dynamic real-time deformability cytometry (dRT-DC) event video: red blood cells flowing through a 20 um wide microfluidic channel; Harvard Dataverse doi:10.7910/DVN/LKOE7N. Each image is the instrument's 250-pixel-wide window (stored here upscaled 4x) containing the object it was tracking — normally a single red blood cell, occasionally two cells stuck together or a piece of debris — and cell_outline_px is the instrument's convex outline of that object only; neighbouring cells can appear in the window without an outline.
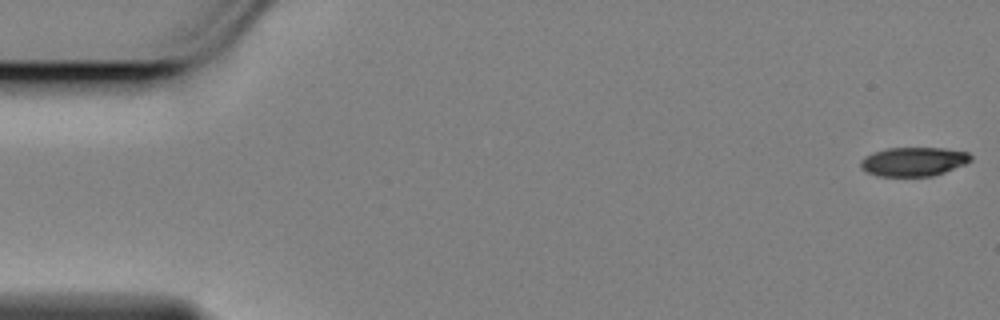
{"species": "Egyptian fruit bat (a non-hibernating species)", "species_latin": "Rousettus aegyptiacus", "temperature_condition": "cold", "stored_images_in_passage": 49, "camera_frame_rate_fps": 3000, "um_per_image_px": 0.085, "animal": {"sex": "female"}, "frame": {"image": 1, "passage_image": 1, "time_ms": 0.0, "image_size_px": [1000, 320], "cell_outline_px": [[972, 160], [964, 164], [944, 172], [932, 176], [876, 176], [864, 172], [860, 168], [860, 160], [864, 156], [872, 152], [888, 148], [944, 148], [968, 152], [972, 156]], "centroid_in_image_um": [77.6, 13.74], "position_along_channel_um": 7.4, "area_um2": 18.79}}
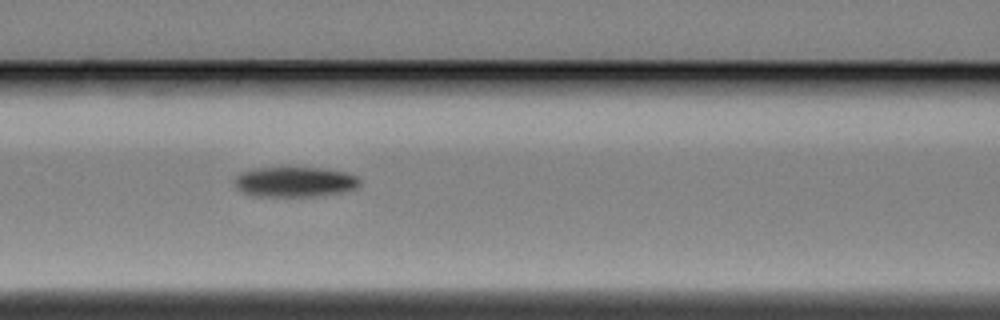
{"frame": {"image": 2, "passage_image": 24, "time_ms": 7.667, "image_size_px": [1000, 320], "cell_outline_px": [[360, 184], [356, 188], [340, 192], [312, 196], [260, 196], [244, 192], [236, 184], [236, 176], [244, 172], [256, 168], [320, 168], [344, 172], [356, 176], [360, 180]], "centroid_in_image_um": [25.1, 15.45], "position_along_channel_um": 141.5, "area_um2": 21.33}}
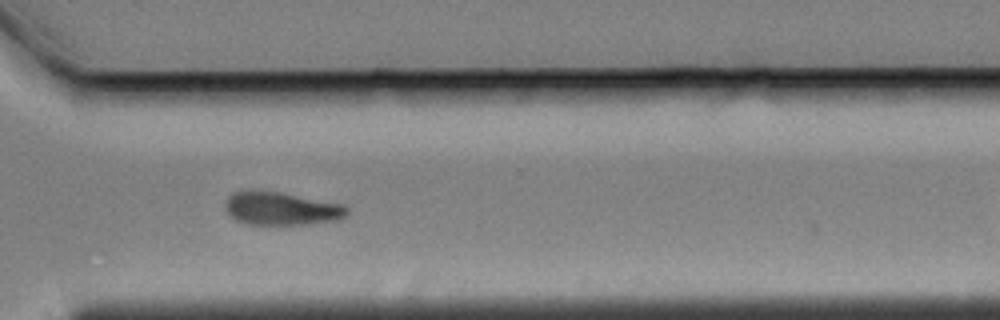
{"frame": {"image": 3, "passage_image": 42, "time_ms": 13.667, "image_size_px": [1000, 320], "cell_outline_px": [[348, 212], [340, 220], [308, 224], [244, 224], [236, 220], [228, 212], [228, 196], [236, 192], [276, 192], [344, 204], [348, 208]], "centroid_in_image_um": [24.0, 17.76], "position_along_channel_um": 346.6, "area_um2": 22.77}}